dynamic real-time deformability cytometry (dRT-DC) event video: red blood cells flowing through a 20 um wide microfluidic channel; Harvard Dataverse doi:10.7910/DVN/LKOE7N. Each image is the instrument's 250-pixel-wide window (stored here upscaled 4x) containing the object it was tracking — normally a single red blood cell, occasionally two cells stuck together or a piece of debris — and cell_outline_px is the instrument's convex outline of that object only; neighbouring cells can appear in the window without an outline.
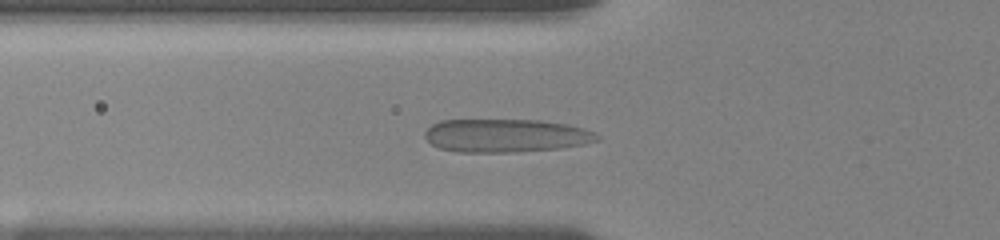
{"species": "human", "species_latin": "Homo sapiens", "temperature_condition": "room temperature", "stored_images_in_passage": 21, "camera_frame_rate_fps": 3000, "um_per_image_px": 0.085, "donor": {"sex": "female"}, "frame": {"image": 1, "passage_image": 12, "time_ms": 5.333, "image_size_px": [1000, 240], "cell_outline_px": [[600, 140], [584, 144], [560, 148], [516, 152], [456, 152], [440, 148], [432, 144], [424, 136], [424, 132], [432, 124], [440, 120], [540, 120], [568, 124], [584, 128], [596, 132], [600, 136]], "centroid_in_image_um": [43.02, 11.52], "position_along_channel_um": 82.8, "area_um2": 33.64}}
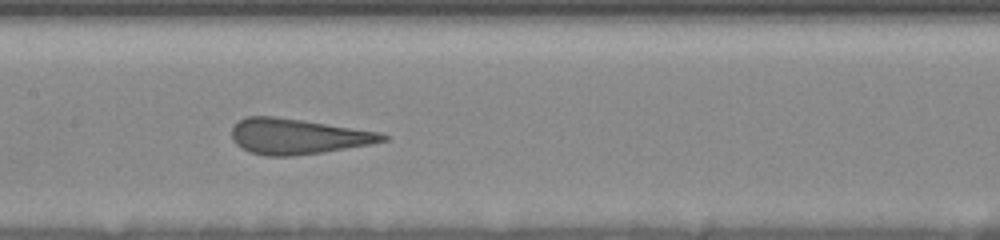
{"frame": {"image": 2, "passage_image": 18, "time_ms": 8.0, "image_size_px": [1000, 240], "cell_outline_px": [[388, 140], [372, 144], [324, 152], [292, 156], [264, 156], [252, 152], [236, 144], [232, 140], [232, 128], [240, 120], [248, 116], [272, 116], [300, 120], [380, 132], [388, 136]], "centroid_in_image_um": [25.32, 11.6], "position_along_channel_um": 182.1, "area_um2": 30.92}}
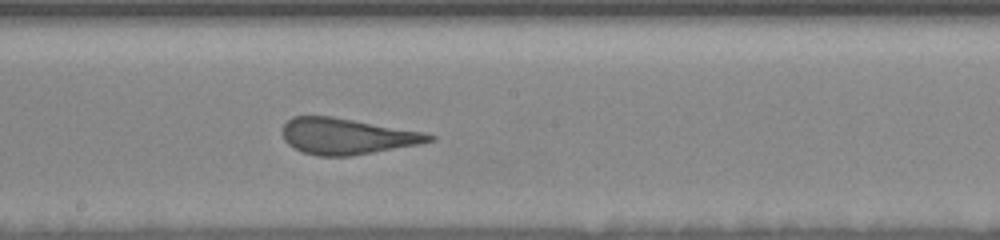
{"frame": {"image": 3, "passage_image": 21, "time_ms": 9.0, "image_size_px": [1000, 240], "cell_outline_px": [[436, 140], [420, 144], [352, 156], [316, 156], [300, 152], [292, 148], [284, 140], [280, 132], [280, 128], [292, 116], [332, 116], [424, 132], [436, 136]], "centroid_in_image_um": [29.44, 11.59], "position_along_channel_um": 218.8, "area_um2": 31.27}}